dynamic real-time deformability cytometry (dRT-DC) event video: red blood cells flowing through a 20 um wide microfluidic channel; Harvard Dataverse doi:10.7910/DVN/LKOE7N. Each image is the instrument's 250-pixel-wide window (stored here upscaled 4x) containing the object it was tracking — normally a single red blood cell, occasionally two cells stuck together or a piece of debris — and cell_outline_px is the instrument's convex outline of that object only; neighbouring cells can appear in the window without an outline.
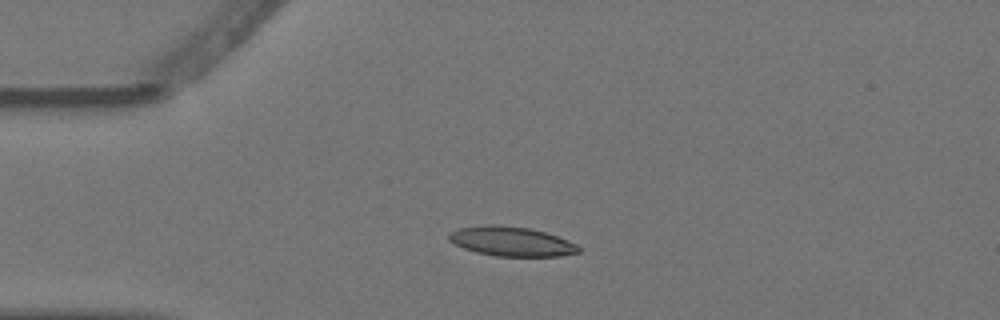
{"species": "Egyptian fruit bat (a non-hibernating species)", "species_latin": "Rousettus aegyptiacus", "temperature_condition": "warm", "stored_images_in_passage": 4, "camera_frame_rate_fps": 3000, "um_per_image_px": 0.085, "animal": {"sex": "female"}, "frame": {"image": 1, "passage_image": 3, "time_ms": 0.667, "image_size_px": [1000, 320], "cell_outline_px": [[580, 252], [560, 256], [496, 256], [476, 252], [464, 248], [448, 240], [448, 232], [460, 228], [484, 224], [496, 224], [528, 228], [544, 232], [568, 240], [576, 244], [580, 248]], "centroid_in_image_um": [43.44, 20.51], "position_along_channel_um": 41.6, "area_um2": 22.25}}